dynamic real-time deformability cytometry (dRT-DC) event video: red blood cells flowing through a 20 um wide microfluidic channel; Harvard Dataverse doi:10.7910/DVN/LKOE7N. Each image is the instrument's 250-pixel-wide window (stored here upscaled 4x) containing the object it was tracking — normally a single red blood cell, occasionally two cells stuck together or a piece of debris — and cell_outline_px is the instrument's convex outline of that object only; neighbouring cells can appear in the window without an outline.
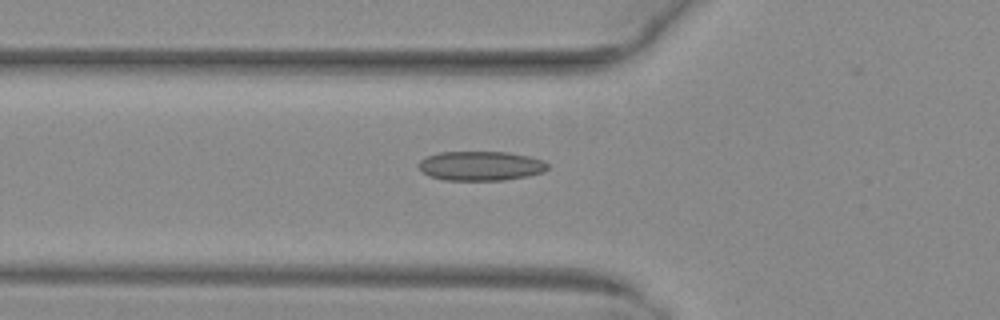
{"species": "common noctule bat (a hibernating species)", "species_latin": "Nyctalus noctula", "temperature_condition": "warm", "stored_images_in_passage": 30, "camera_frame_rate_fps": 3000, "um_per_image_px": 0.085, "animal": {"sex": "female", "body_mass_g": 29.2, "forearm_length_mm": 56.3}, "frame": {"image": 1, "passage_image": 2, "time_ms": 0.333, "image_size_px": [1000, 320], "cell_outline_px": [[548, 168], [544, 172], [528, 176], [504, 180], [444, 180], [428, 176], [420, 168], [420, 160], [428, 156], [440, 152], [508, 152], [528, 156], [544, 160], [548, 164]], "centroid_in_image_um": [40.9, 14.1], "position_along_channel_um": 84.9, "area_um2": 22.08}}
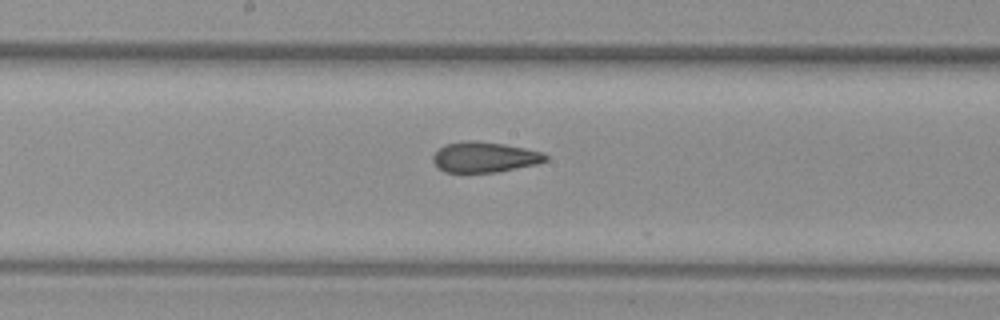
{"frame": {"image": 2, "passage_image": 11, "time_ms": 3.333, "image_size_px": [1000, 320], "cell_outline_px": [[548, 160], [536, 164], [496, 172], [444, 172], [436, 168], [432, 160], [432, 156], [444, 144], [464, 140], [476, 140], [504, 144], [544, 152], [548, 156]], "centroid_in_image_um": [41.15, 13.35], "position_along_channel_um": 207.0, "area_um2": 20.17}}
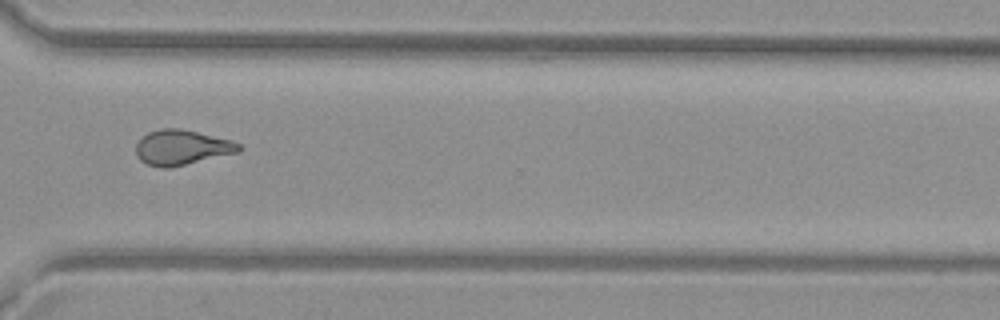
{"frame": {"image": 3, "passage_image": 22, "time_ms": 7.0, "image_size_px": [1000, 320], "cell_outline_px": [[244, 148], [240, 152], [168, 168], [160, 168], [148, 164], [140, 160], [136, 156], [136, 144], [148, 132], [160, 128], [180, 128], [232, 140], [240, 144]], "centroid_in_image_um": [15.47, 12.53], "position_along_channel_um": 355.1, "area_um2": 21.1}}